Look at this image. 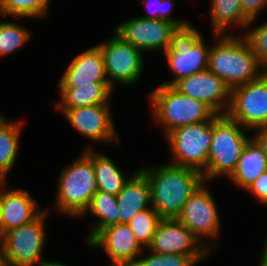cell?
Listing matches in <instances>:
<instances>
[{"instance_id": "21", "label": "cell", "mask_w": 267, "mask_h": 266, "mask_svg": "<svg viewBox=\"0 0 267 266\" xmlns=\"http://www.w3.org/2000/svg\"><path fill=\"white\" fill-rule=\"evenodd\" d=\"M267 171V157L257 141L251 137L243 149L236 168L229 177L246 190L261 174Z\"/></svg>"}, {"instance_id": "3", "label": "cell", "mask_w": 267, "mask_h": 266, "mask_svg": "<svg viewBox=\"0 0 267 266\" xmlns=\"http://www.w3.org/2000/svg\"><path fill=\"white\" fill-rule=\"evenodd\" d=\"M58 178L56 208L61 214L82 216L97 192L93 149L88 147L79 159L64 167Z\"/></svg>"}, {"instance_id": "23", "label": "cell", "mask_w": 267, "mask_h": 266, "mask_svg": "<svg viewBox=\"0 0 267 266\" xmlns=\"http://www.w3.org/2000/svg\"><path fill=\"white\" fill-rule=\"evenodd\" d=\"M93 166L95 170V179L97 182V191L113 194L115 196L123 189L126 178L118 166L108 156L94 152Z\"/></svg>"}, {"instance_id": "32", "label": "cell", "mask_w": 267, "mask_h": 266, "mask_svg": "<svg viewBox=\"0 0 267 266\" xmlns=\"http://www.w3.org/2000/svg\"><path fill=\"white\" fill-rule=\"evenodd\" d=\"M243 14L250 20L248 26L254 22L261 9L267 5V0H240Z\"/></svg>"}, {"instance_id": "30", "label": "cell", "mask_w": 267, "mask_h": 266, "mask_svg": "<svg viewBox=\"0 0 267 266\" xmlns=\"http://www.w3.org/2000/svg\"><path fill=\"white\" fill-rule=\"evenodd\" d=\"M244 35L243 37L249 44L251 51L267 71V22L244 33Z\"/></svg>"}, {"instance_id": "37", "label": "cell", "mask_w": 267, "mask_h": 266, "mask_svg": "<svg viewBox=\"0 0 267 266\" xmlns=\"http://www.w3.org/2000/svg\"><path fill=\"white\" fill-rule=\"evenodd\" d=\"M2 265V252H1V240H0V266Z\"/></svg>"}, {"instance_id": "19", "label": "cell", "mask_w": 267, "mask_h": 266, "mask_svg": "<svg viewBox=\"0 0 267 266\" xmlns=\"http://www.w3.org/2000/svg\"><path fill=\"white\" fill-rule=\"evenodd\" d=\"M133 174L116 196L119 223H129L136 213L151 206V188L145 175L139 169Z\"/></svg>"}, {"instance_id": "34", "label": "cell", "mask_w": 267, "mask_h": 266, "mask_svg": "<svg viewBox=\"0 0 267 266\" xmlns=\"http://www.w3.org/2000/svg\"><path fill=\"white\" fill-rule=\"evenodd\" d=\"M254 130L257 132L253 135V138L261 146L267 157V126L258 127Z\"/></svg>"}, {"instance_id": "22", "label": "cell", "mask_w": 267, "mask_h": 266, "mask_svg": "<svg viewBox=\"0 0 267 266\" xmlns=\"http://www.w3.org/2000/svg\"><path fill=\"white\" fill-rule=\"evenodd\" d=\"M22 122H9L0 117V182H6V175L17 157Z\"/></svg>"}, {"instance_id": "24", "label": "cell", "mask_w": 267, "mask_h": 266, "mask_svg": "<svg viewBox=\"0 0 267 266\" xmlns=\"http://www.w3.org/2000/svg\"><path fill=\"white\" fill-rule=\"evenodd\" d=\"M210 5L213 32L217 37L225 34L224 31L231 24L248 26L250 20L243 14L240 0H211Z\"/></svg>"}, {"instance_id": "35", "label": "cell", "mask_w": 267, "mask_h": 266, "mask_svg": "<svg viewBox=\"0 0 267 266\" xmlns=\"http://www.w3.org/2000/svg\"><path fill=\"white\" fill-rule=\"evenodd\" d=\"M265 243L266 244H265L262 256L260 258L259 266H267V237H266V242Z\"/></svg>"}, {"instance_id": "29", "label": "cell", "mask_w": 267, "mask_h": 266, "mask_svg": "<svg viewBox=\"0 0 267 266\" xmlns=\"http://www.w3.org/2000/svg\"><path fill=\"white\" fill-rule=\"evenodd\" d=\"M149 256L136 261L131 266H194L197 265L188 255L159 254L151 252Z\"/></svg>"}, {"instance_id": "38", "label": "cell", "mask_w": 267, "mask_h": 266, "mask_svg": "<svg viewBox=\"0 0 267 266\" xmlns=\"http://www.w3.org/2000/svg\"><path fill=\"white\" fill-rule=\"evenodd\" d=\"M0 210H1V204H0ZM0 240H1V229H0Z\"/></svg>"}, {"instance_id": "27", "label": "cell", "mask_w": 267, "mask_h": 266, "mask_svg": "<svg viewBox=\"0 0 267 266\" xmlns=\"http://www.w3.org/2000/svg\"><path fill=\"white\" fill-rule=\"evenodd\" d=\"M50 0H0V16L37 17L47 15Z\"/></svg>"}, {"instance_id": "20", "label": "cell", "mask_w": 267, "mask_h": 266, "mask_svg": "<svg viewBox=\"0 0 267 266\" xmlns=\"http://www.w3.org/2000/svg\"><path fill=\"white\" fill-rule=\"evenodd\" d=\"M60 102L56 107L60 110H68L83 106L108 104L113 87L109 83H91L80 87H58Z\"/></svg>"}, {"instance_id": "16", "label": "cell", "mask_w": 267, "mask_h": 266, "mask_svg": "<svg viewBox=\"0 0 267 266\" xmlns=\"http://www.w3.org/2000/svg\"><path fill=\"white\" fill-rule=\"evenodd\" d=\"M88 244L94 248H103L112 261L111 266H131L143 249L125 223L102 229Z\"/></svg>"}, {"instance_id": "7", "label": "cell", "mask_w": 267, "mask_h": 266, "mask_svg": "<svg viewBox=\"0 0 267 266\" xmlns=\"http://www.w3.org/2000/svg\"><path fill=\"white\" fill-rule=\"evenodd\" d=\"M213 119L180 126L166 134L174 161L170 164L187 167L203 174L206 182L207 155L212 139Z\"/></svg>"}, {"instance_id": "17", "label": "cell", "mask_w": 267, "mask_h": 266, "mask_svg": "<svg viewBox=\"0 0 267 266\" xmlns=\"http://www.w3.org/2000/svg\"><path fill=\"white\" fill-rule=\"evenodd\" d=\"M3 186L4 182H0L1 239L7 231L32 222L44 211L38 210L39 204L29 192L22 189L8 192Z\"/></svg>"}, {"instance_id": "12", "label": "cell", "mask_w": 267, "mask_h": 266, "mask_svg": "<svg viewBox=\"0 0 267 266\" xmlns=\"http://www.w3.org/2000/svg\"><path fill=\"white\" fill-rule=\"evenodd\" d=\"M176 28L173 22L136 17L118 24L114 32L142 52L161 49L165 52L170 47L172 33Z\"/></svg>"}, {"instance_id": "8", "label": "cell", "mask_w": 267, "mask_h": 266, "mask_svg": "<svg viewBox=\"0 0 267 266\" xmlns=\"http://www.w3.org/2000/svg\"><path fill=\"white\" fill-rule=\"evenodd\" d=\"M43 211L32 222L7 231L1 239L2 265L35 266L44 261L42 249L45 243V219Z\"/></svg>"}, {"instance_id": "15", "label": "cell", "mask_w": 267, "mask_h": 266, "mask_svg": "<svg viewBox=\"0 0 267 266\" xmlns=\"http://www.w3.org/2000/svg\"><path fill=\"white\" fill-rule=\"evenodd\" d=\"M109 105L99 104L61 111L71 126L85 137L97 142H119Z\"/></svg>"}, {"instance_id": "11", "label": "cell", "mask_w": 267, "mask_h": 266, "mask_svg": "<svg viewBox=\"0 0 267 266\" xmlns=\"http://www.w3.org/2000/svg\"><path fill=\"white\" fill-rule=\"evenodd\" d=\"M106 43L99 44L109 84H134L140 80L144 60L142 51L123 41L117 34Z\"/></svg>"}, {"instance_id": "4", "label": "cell", "mask_w": 267, "mask_h": 266, "mask_svg": "<svg viewBox=\"0 0 267 266\" xmlns=\"http://www.w3.org/2000/svg\"><path fill=\"white\" fill-rule=\"evenodd\" d=\"M227 114L213 118L212 139L207 155L206 183L219 175L230 177L250 140L243 127Z\"/></svg>"}, {"instance_id": "33", "label": "cell", "mask_w": 267, "mask_h": 266, "mask_svg": "<svg viewBox=\"0 0 267 266\" xmlns=\"http://www.w3.org/2000/svg\"><path fill=\"white\" fill-rule=\"evenodd\" d=\"M246 190L256 196L260 202L267 204V171L251 183Z\"/></svg>"}, {"instance_id": "26", "label": "cell", "mask_w": 267, "mask_h": 266, "mask_svg": "<svg viewBox=\"0 0 267 266\" xmlns=\"http://www.w3.org/2000/svg\"><path fill=\"white\" fill-rule=\"evenodd\" d=\"M162 217L151 206L136 213L128 224L141 247H149Z\"/></svg>"}, {"instance_id": "2", "label": "cell", "mask_w": 267, "mask_h": 266, "mask_svg": "<svg viewBox=\"0 0 267 266\" xmlns=\"http://www.w3.org/2000/svg\"><path fill=\"white\" fill-rule=\"evenodd\" d=\"M219 37L210 48L208 69L230 89L256 80L266 72L243 35L221 34Z\"/></svg>"}, {"instance_id": "9", "label": "cell", "mask_w": 267, "mask_h": 266, "mask_svg": "<svg viewBox=\"0 0 267 266\" xmlns=\"http://www.w3.org/2000/svg\"><path fill=\"white\" fill-rule=\"evenodd\" d=\"M226 114L247 130L267 126V71L256 80L231 89Z\"/></svg>"}, {"instance_id": "31", "label": "cell", "mask_w": 267, "mask_h": 266, "mask_svg": "<svg viewBox=\"0 0 267 266\" xmlns=\"http://www.w3.org/2000/svg\"><path fill=\"white\" fill-rule=\"evenodd\" d=\"M150 1L151 0H142L141 1L142 5L146 7L145 10L147 9V7H150V6H148L151 3ZM153 1L155 2V4H157L156 5L157 7H155L156 9L154 8V11H151L150 10L151 8L150 9L148 8V11H147L148 15L143 16L141 18H143V19H161V20L173 22L177 26H183V25L187 24V22H185V21H181L179 19L175 20V19L168 16L169 13H171V10H173L172 7H174L173 6V4H174L173 0H153ZM167 3H169V4H167ZM167 5H169L168 8H166Z\"/></svg>"}, {"instance_id": "36", "label": "cell", "mask_w": 267, "mask_h": 266, "mask_svg": "<svg viewBox=\"0 0 267 266\" xmlns=\"http://www.w3.org/2000/svg\"><path fill=\"white\" fill-rule=\"evenodd\" d=\"M38 266H67L63 263H60V262H46V261H43L41 262Z\"/></svg>"}, {"instance_id": "13", "label": "cell", "mask_w": 267, "mask_h": 266, "mask_svg": "<svg viewBox=\"0 0 267 266\" xmlns=\"http://www.w3.org/2000/svg\"><path fill=\"white\" fill-rule=\"evenodd\" d=\"M205 183L193 192L177 216L198 240L207 236L216 238L220 231L218 208Z\"/></svg>"}, {"instance_id": "14", "label": "cell", "mask_w": 267, "mask_h": 266, "mask_svg": "<svg viewBox=\"0 0 267 266\" xmlns=\"http://www.w3.org/2000/svg\"><path fill=\"white\" fill-rule=\"evenodd\" d=\"M173 87L185 96L204 102L217 114H226L229 109L231 89L209 69L184 77Z\"/></svg>"}, {"instance_id": "18", "label": "cell", "mask_w": 267, "mask_h": 266, "mask_svg": "<svg viewBox=\"0 0 267 266\" xmlns=\"http://www.w3.org/2000/svg\"><path fill=\"white\" fill-rule=\"evenodd\" d=\"M109 83L104 58L99 46L91 47L71 61L59 81L58 87H80L91 83Z\"/></svg>"}, {"instance_id": "10", "label": "cell", "mask_w": 267, "mask_h": 266, "mask_svg": "<svg viewBox=\"0 0 267 266\" xmlns=\"http://www.w3.org/2000/svg\"><path fill=\"white\" fill-rule=\"evenodd\" d=\"M201 242L177 218H162L147 250L159 254L188 255L198 263L212 248H217L216 244Z\"/></svg>"}, {"instance_id": "1", "label": "cell", "mask_w": 267, "mask_h": 266, "mask_svg": "<svg viewBox=\"0 0 267 266\" xmlns=\"http://www.w3.org/2000/svg\"><path fill=\"white\" fill-rule=\"evenodd\" d=\"M157 168L139 169L151 188V206L162 218H177L184 203L205 182L203 174L170 163Z\"/></svg>"}, {"instance_id": "5", "label": "cell", "mask_w": 267, "mask_h": 266, "mask_svg": "<svg viewBox=\"0 0 267 266\" xmlns=\"http://www.w3.org/2000/svg\"><path fill=\"white\" fill-rule=\"evenodd\" d=\"M150 98L153 118L164 127L165 135L177 127L212 120L217 115L204 102L181 94L173 86L161 84Z\"/></svg>"}, {"instance_id": "28", "label": "cell", "mask_w": 267, "mask_h": 266, "mask_svg": "<svg viewBox=\"0 0 267 266\" xmlns=\"http://www.w3.org/2000/svg\"><path fill=\"white\" fill-rule=\"evenodd\" d=\"M30 32L14 22H0V56L8 55L24 45Z\"/></svg>"}, {"instance_id": "6", "label": "cell", "mask_w": 267, "mask_h": 266, "mask_svg": "<svg viewBox=\"0 0 267 266\" xmlns=\"http://www.w3.org/2000/svg\"><path fill=\"white\" fill-rule=\"evenodd\" d=\"M204 42L200 31L189 23L177 26L172 33L170 47L164 52L175 77L171 82L162 84L173 86L184 77L208 69L211 47Z\"/></svg>"}, {"instance_id": "25", "label": "cell", "mask_w": 267, "mask_h": 266, "mask_svg": "<svg viewBox=\"0 0 267 266\" xmlns=\"http://www.w3.org/2000/svg\"><path fill=\"white\" fill-rule=\"evenodd\" d=\"M99 218V222L92 227L88 243L104 228L119 223L118 203L113 194L97 191L85 210Z\"/></svg>"}]
</instances>
